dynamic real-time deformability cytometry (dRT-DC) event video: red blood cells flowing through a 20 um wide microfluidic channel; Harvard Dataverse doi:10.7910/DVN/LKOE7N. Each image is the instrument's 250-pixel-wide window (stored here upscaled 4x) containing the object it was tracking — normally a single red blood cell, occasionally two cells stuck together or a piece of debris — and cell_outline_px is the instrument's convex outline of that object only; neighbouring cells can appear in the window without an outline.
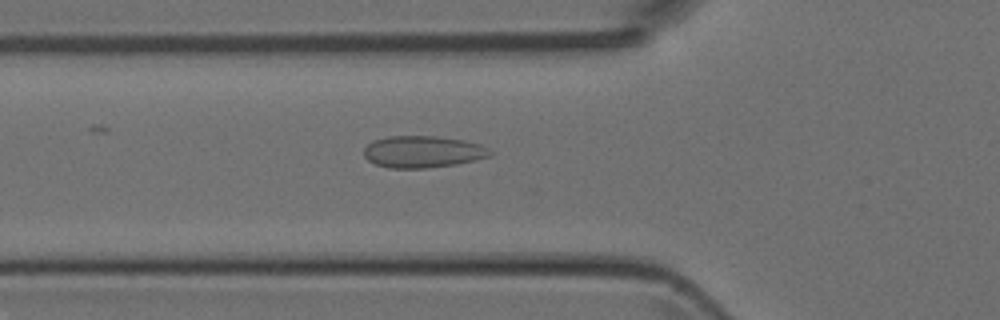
{"species": "Egyptian fruit bat (a non-hibernating species)", "species_latin": "Rousettus aegyptiacus", "temperature_condition": "room temperature", "stored_images_in_passage": 33, "segment_of_instrument_passage": [1, 2], "camera_frame_rate_fps": 3000, "um_per_image_px": 0.085, "animal": {"sex": "female"}, "frame": {"image": 1, "passage_image": 3, "time_ms": 0.667, "image_size_px": [1000, 320], "cell_outline_px": [[492, 156], [456, 164], [428, 168], [388, 168], [376, 164], [368, 160], [364, 156], [364, 148], [372, 140], [388, 136], [436, 136], [464, 140], [480, 144], [488, 148], [492, 152]], "centroid_in_image_um": [35.93, 12.9], "position_along_channel_um": 89.9, "area_um2": 23.52}}
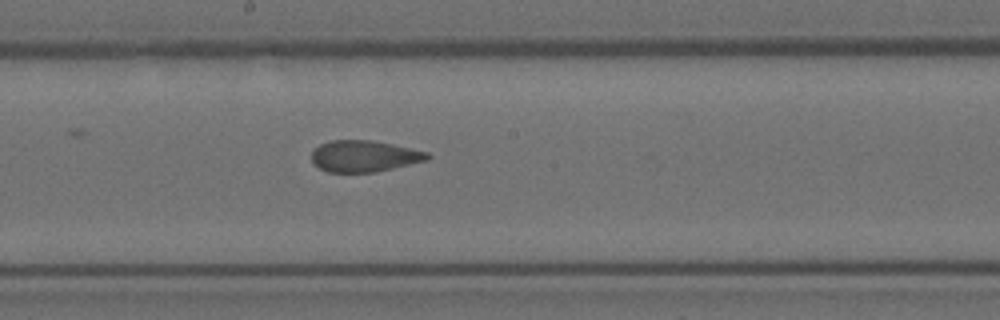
{"frame": {"image": 2, "passage_image": 12, "time_ms": 3.667, "image_size_px": [1000, 320], "cell_outline_px": [[432, 156], [428, 160], [376, 172], [328, 172], [312, 164], [312, 152], [320, 144], [332, 140], [372, 140], [392, 144], [428, 152]], "centroid_in_image_um": [30.96, 13.27], "position_along_channel_um": 217.2, "area_um2": 21.21}}
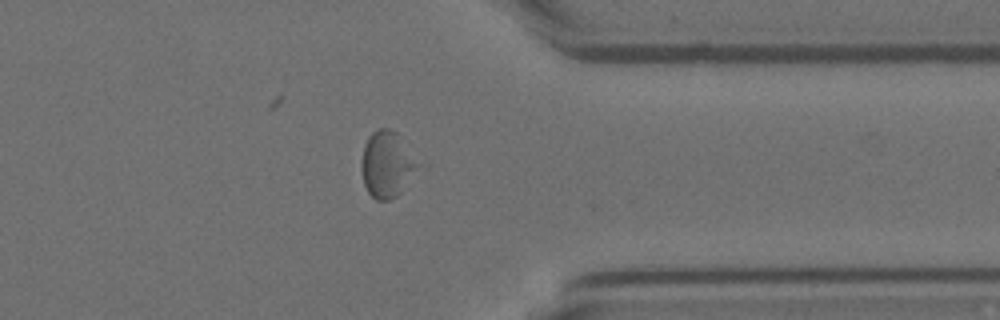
{"frame": {"image": 3, "passage_image": 24, "time_ms": 7.667, "image_size_px": [1000, 320], "cell_outline_px": [[420, 164], [400, 192], [396, 196], [388, 200], [376, 200], [368, 192], [364, 184], [360, 168], [360, 160], [364, 144], [368, 136], [372, 132], [380, 128], [388, 128], [396, 132]], "centroid_in_image_um": [32.83, 13.96], "position_along_channel_um": 378.6, "area_um2": 21.56}}